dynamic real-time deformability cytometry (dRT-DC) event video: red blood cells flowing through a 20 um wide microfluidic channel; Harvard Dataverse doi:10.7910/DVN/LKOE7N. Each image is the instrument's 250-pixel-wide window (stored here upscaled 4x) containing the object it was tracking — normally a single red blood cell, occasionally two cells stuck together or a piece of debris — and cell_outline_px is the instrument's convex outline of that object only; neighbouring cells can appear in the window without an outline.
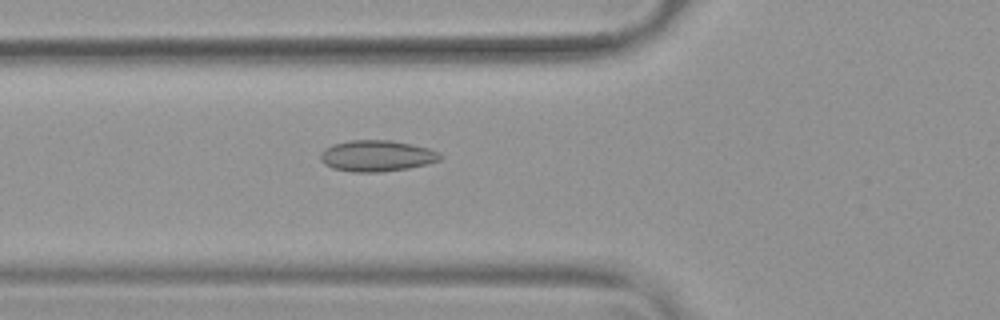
{"species": "common noctule bat (a hibernating species)", "species_latin": "Nyctalus noctula", "temperature_condition": "warm", "stored_images_in_passage": 54, "camera_frame_rate_fps": 3000, "um_per_image_px": 0.085, "animal": {"sex": "female", "body_mass_g": 19.9}, "frame": {"image": 1, "passage_image": 20, "time_ms": 6.333, "image_size_px": [1000, 320], "cell_outline_px": [[444, 156], [440, 160], [428, 164], [408, 168], [380, 172], [352, 172], [332, 168], [324, 164], [320, 160], [320, 152], [324, 148], [332, 144], [348, 140], [392, 140], [412, 144], [428, 148], [440, 152]], "centroid_in_image_um": [32.02, 13.24], "position_along_channel_um": 93.8, "area_um2": 22.08}}
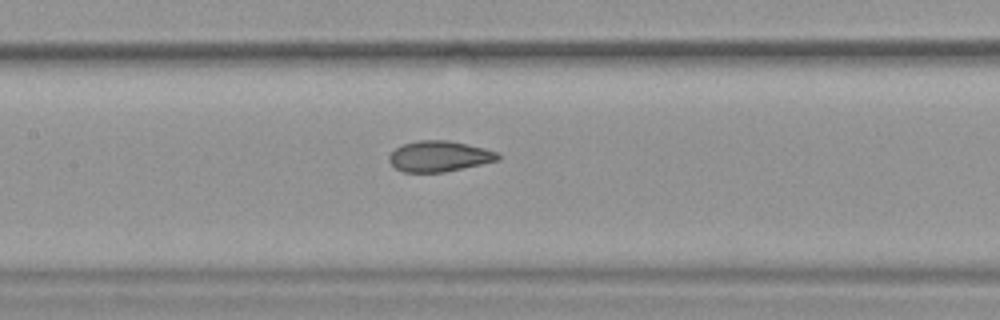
{"frame": {"image": 2, "passage_image": 26, "time_ms": 8.333, "image_size_px": [1000, 320], "cell_outline_px": [[500, 160], [444, 172], [404, 172], [396, 168], [388, 160], [388, 156], [396, 148], [404, 144], [416, 140], [448, 140], [468, 144], [484, 148], [496, 152], [500, 156]], "centroid_in_image_um": [37.33, 13.28], "position_along_channel_um": 170.1, "area_um2": 19.42}}
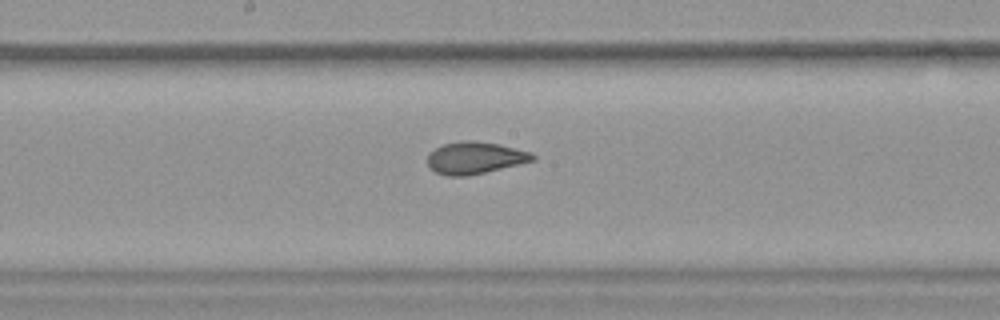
{"frame": {"image": 3, "passage_image": 29, "time_ms": 9.333, "image_size_px": [1000, 320], "cell_outline_px": [[536, 160], [520, 164], [468, 176], [448, 176], [436, 172], [428, 164], [428, 156], [436, 148], [444, 144], [464, 140], [472, 140], [500, 144], [532, 152], [536, 156]], "centroid_in_image_um": [40.43, 13.41], "position_along_channel_um": 207.8, "area_um2": 19.59}, "authors_computed_cell_mechanics": {"area_um2": 21.5305, "velocity_mm_per_s": 3.7874, "shape_relaxation_time_tau1_ms": null, "shape_relaxation_time_tau2_ms": 1.2886, "deformation_change_tau1": null, "deformation_change_tau2": 0.05}}